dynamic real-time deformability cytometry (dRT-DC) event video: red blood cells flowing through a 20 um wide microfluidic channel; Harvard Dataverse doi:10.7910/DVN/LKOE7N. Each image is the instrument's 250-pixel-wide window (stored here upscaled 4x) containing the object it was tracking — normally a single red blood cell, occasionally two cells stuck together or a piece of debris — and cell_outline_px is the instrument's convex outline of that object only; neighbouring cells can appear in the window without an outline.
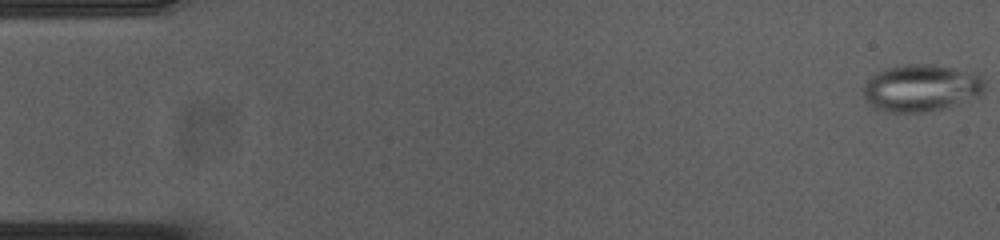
{"species": "common noctule bat (a hibernating species)", "species_latin": "Nyctalus noctula", "temperature_condition": "cold", "stored_images_in_passage": 55, "camera_frame_rate_fps": 3000, "um_per_image_px": 0.085, "animal": {"sex": "female", "body_mass_g": 23.0, "forearm_length_mm": 53.4}, "frame": {"image": 1, "passage_image": 1, "time_ms": 0.0, "image_size_px": [1000, 240], "cell_outline_px": [[984, 88], [980, 92], [940, 108], [920, 112], [896, 112], [880, 108], [872, 104], [864, 96], [864, 84], [876, 72], [900, 64], [932, 64], [976, 72], [984, 80]], "centroid_in_image_um": [78.26, 7.41], "position_along_channel_um": 6.7, "area_um2": 32.08}}
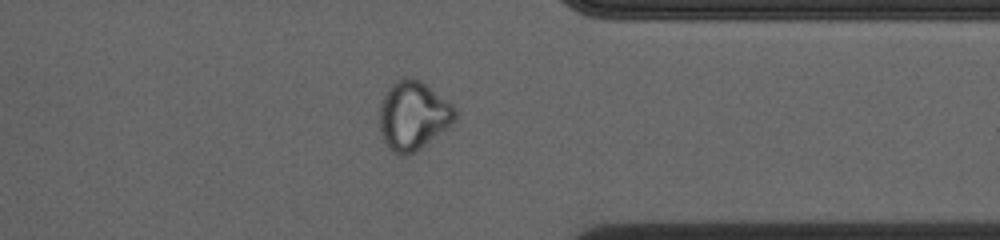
{"frame": {"image": 2, "passage_image": 43, "time_ms": 14.0, "image_size_px": [1000, 240], "cell_outline_px": [[456, 116], [452, 124], [408, 156], [404, 156], [388, 148], [384, 140], [380, 128], [380, 108], [384, 96], [388, 88], [396, 80], [404, 76], [412, 76], [420, 80], [452, 104], [456, 112]], "centroid_in_image_um": [35.11, 9.79], "position_along_channel_um": 376.3, "area_um2": 29.82}}
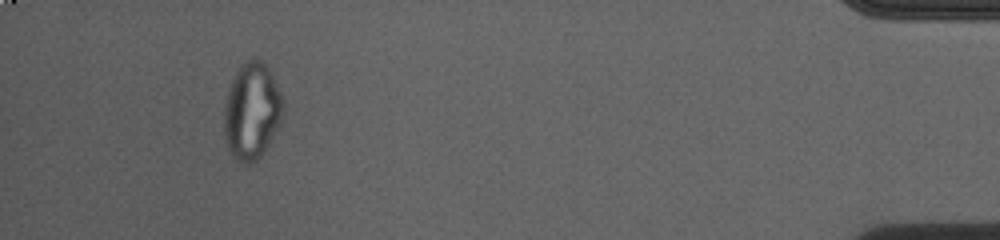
{"frame": {"image": 3, "passage_image": 51, "time_ms": 16.667, "image_size_px": [1000, 240], "cell_outline_px": [[284, 112], [280, 124], [264, 152], [256, 160], [248, 164], [232, 156], [228, 148], [224, 136], [224, 104], [228, 88], [240, 64], [244, 60], [252, 56], [260, 60], [272, 72], [280, 92], [284, 108]], "centroid_in_image_um": [21.4, 9.4], "position_along_channel_um": 413.8, "area_um2": 33.52}}